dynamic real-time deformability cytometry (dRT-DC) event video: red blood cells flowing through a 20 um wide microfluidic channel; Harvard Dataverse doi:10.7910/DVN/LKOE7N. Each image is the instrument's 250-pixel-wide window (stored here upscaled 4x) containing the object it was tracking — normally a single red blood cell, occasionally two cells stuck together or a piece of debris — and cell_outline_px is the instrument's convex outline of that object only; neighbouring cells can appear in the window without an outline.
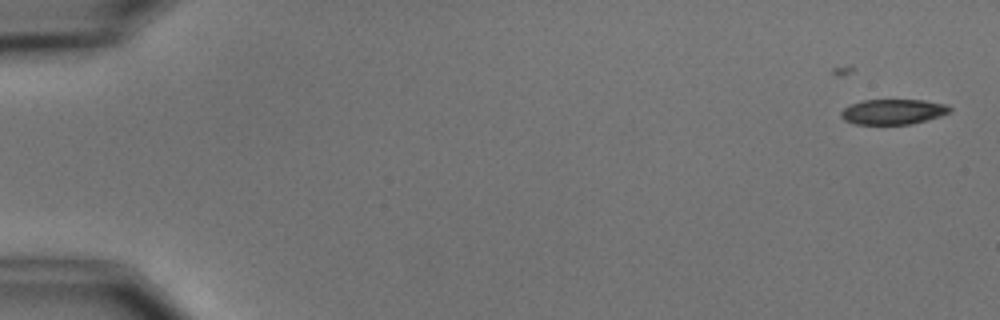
{"species": "common noctule bat (a hibernating species)", "species_latin": "Nyctalus noctula", "temperature_condition": "cold", "stored_images_in_passage": 6, "camera_frame_rate_fps": 3000, "um_per_image_px": 0.085, "animal": {"sex": "male", "body_mass_g": 15.6}, "frame": {"image": 1, "passage_image": 1, "time_ms": 0.0, "image_size_px": [1000, 320], "cell_outline_px": [[952, 108], [948, 112], [940, 116], [912, 124], [856, 124], [844, 120], [840, 116], [840, 112], [844, 108], [852, 104], [864, 100], [924, 100], [948, 104]], "centroid_in_image_um": [75.92, 9.49], "position_along_channel_um": 9.1, "area_um2": 15.95}}